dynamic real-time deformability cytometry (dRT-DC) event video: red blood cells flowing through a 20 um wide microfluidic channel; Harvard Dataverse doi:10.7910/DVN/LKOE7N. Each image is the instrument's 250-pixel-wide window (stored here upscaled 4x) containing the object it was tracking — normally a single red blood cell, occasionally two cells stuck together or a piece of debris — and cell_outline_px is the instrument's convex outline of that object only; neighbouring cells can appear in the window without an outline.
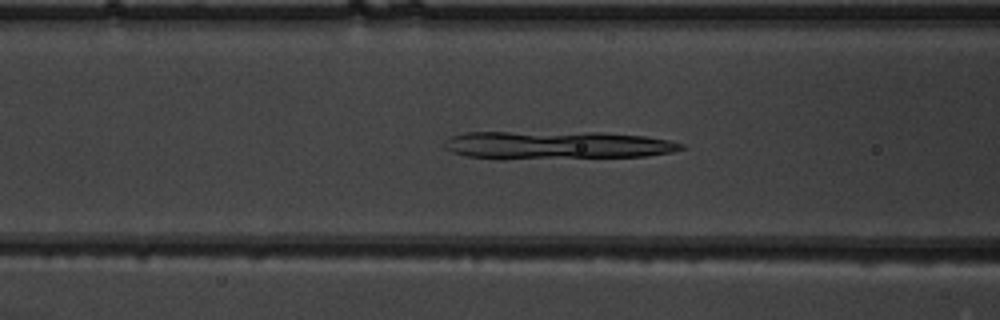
{"species": "common noctule bat (a hibernating species)", "species_latin": "Nyctalus noctula", "temperature_condition": "warm", "stored_images_in_passage": 46, "camera_frame_rate_fps": 3000, "um_per_image_px": 0.085, "animal": {"sex": "male", "body_mass_g": 19.5, "forearm_length_mm": 54.6}, "frame": {"image": 1, "passage_image": 16, "time_ms": 5.0, "image_size_px": [1000, 320], "cell_outline_px": [[684, 148], [672, 152], [644, 156], [500, 160], [468, 156], [452, 152], [444, 148], [444, 140], [452, 136], [464, 132], [600, 132], [644, 136], [668, 140], [684, 144]], "centroid_in_image_um": [47.27, 12.34], "position_along_channel_um": 119.3, "area_um2": 39.3}}
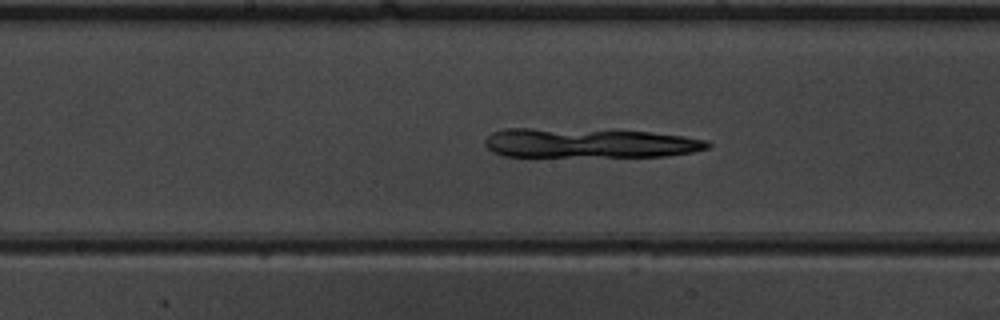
{"frame": {"image": 2, "passage_image": 22, "time_ms": 7.0, "image_size_px": [1000, 320], "cell_outline_px": [[712, 144], [708, 148], [692, 152], [664, 156], [504, 156], [492, 152], [484, 144], [484, 140], [492, 132], [504, 128], [532, 128], [652, 132], [684, 136], [708, 140]], "centroid_in_image_um": [50.07, 12.16], "position_along_channel_um": 198.1, "area_um2": 38.21}}
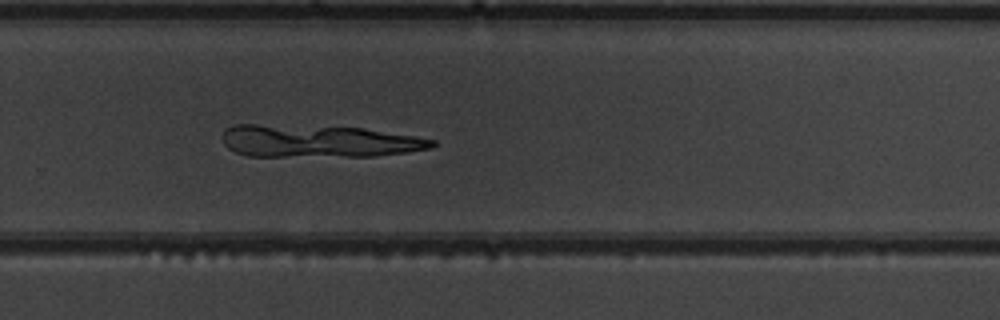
{"frame": {"image": 3, "passage_image": 30, "time_ms": 9.667, "image_size_px": [1000, 320], "cell_outline_px": [[436, 144], [432, 148], [376, 156], [248, 156], [236, 152], [228, 148], [224, 144], [224, 132], [232, 124], [256, 124], [364, 128], [416, 136], [436, 140]], "centroid_in_image_um": [27.09, 12.0], "position_along_channel_um": 302.7, "area_um2": 39.48}}